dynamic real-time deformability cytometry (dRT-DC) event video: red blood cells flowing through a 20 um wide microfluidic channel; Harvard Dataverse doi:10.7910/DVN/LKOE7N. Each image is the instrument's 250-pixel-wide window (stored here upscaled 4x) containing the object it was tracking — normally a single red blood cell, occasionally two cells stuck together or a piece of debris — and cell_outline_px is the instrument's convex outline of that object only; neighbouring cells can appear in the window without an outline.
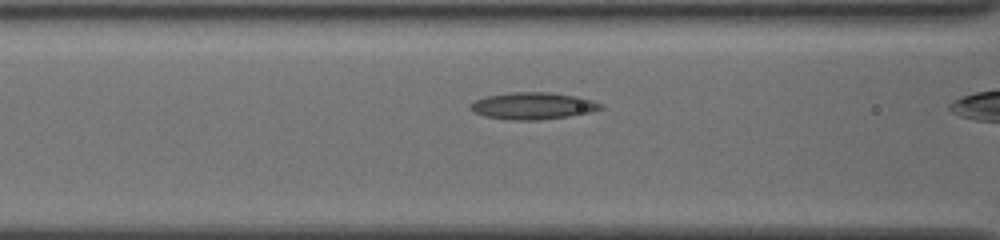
{"species": "common noctule bat (a hibernating species)", "species_latin": "Nyctalus noctula", "temperature_condition": "cold", "stored_images_in_passage": 14, "camera_frame_rate_fps": 3000, "um_per_image_px": 0.085, "animal": {"sex": "female", "body_mass_g": 19.5, "forearm_length_mm": 54.1}, "frame": {"image": 1, "passage_image": 12, "time_ms": 3.667, "image_size_px": [1000, 240], "cell_outline_px": [[604, 108], [592, 112], [568, 116], [536, 120], [512, 120], [484, 116], [472, 112], [468, 108], [468, 104], [484, 96], [508, 92], [552, 92], [576, 96], [592, 100], [604, 104]], "centroid_in_image_um": [45.27, 8.99], "position_along_channel_um": 121.3, "area_um2": 20.75}}